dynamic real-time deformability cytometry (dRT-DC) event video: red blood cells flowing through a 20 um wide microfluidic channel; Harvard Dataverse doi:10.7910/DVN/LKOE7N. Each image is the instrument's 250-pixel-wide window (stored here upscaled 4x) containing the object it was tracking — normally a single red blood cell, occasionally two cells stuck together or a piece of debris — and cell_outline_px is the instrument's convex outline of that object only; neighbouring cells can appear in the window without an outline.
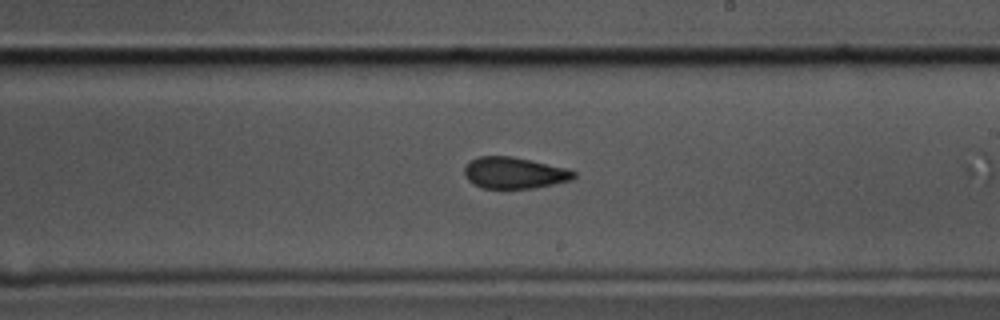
{"species": "common noctule bat (a hibernating species)", "species_latin": "Nyctalus noctula", "temperature_condition": "cold", "stored_images_in_passage": 45, "camera_frame_rate_fps": 3000, "um_per_image_px": 0.085, "animal": {"sex": "male", "body_mass_g": 17.5, "forearm_length_mm": 52.3}, "frame": {"image": 1, "passage_image": 21, "time_ms": 6.667, "image_size_px": [1000, 320], "cell_outline_px": [[576, 176], [572, 180], [536, 188], [484, 188], [468, 180], [464, 172], [464, 168], [472, 160], [480, 156], [512, 156], [568, 168], [576, 172]], "centroid_in_image_um": [43.77, 14.69], "position_along_channel_um": 245.2, "area_um2": 19.94}}
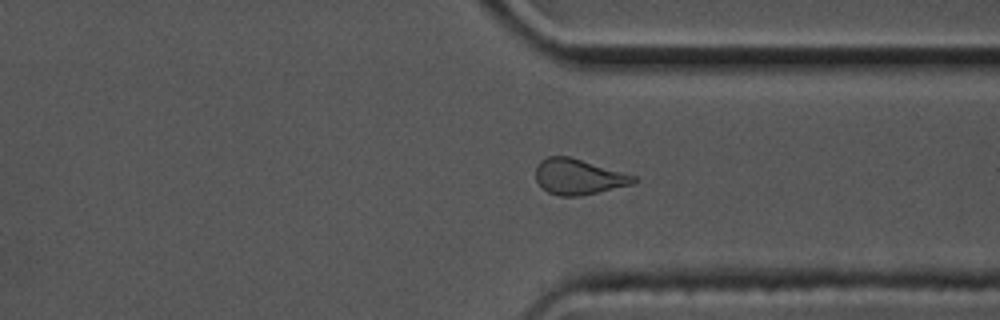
{"frame": {"image": 2, "passage_image": 31, "time_ms": 10.0, "image_size_px": [1000, 320], "cell_outline_px": [[640, 180], [632, 184], [580, 196], [560, 196], [548, 192], [540, 188], [536, 180], [536, 164], [540, 160], [548, 156], [568, 156], [636, 176]], "centroid_in_image_um": [49.13, 15.03], "position_along_channel_um": 362.3, "area_um2": 20.29}}
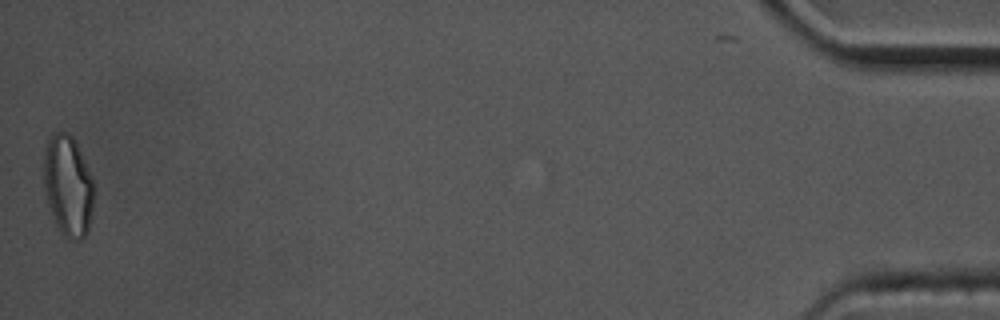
{"frame": {"image": 3, "passage_image": 45, "time_ms": 14.667, "image_size_px": [1000, 320], "cell_outline_px": [[92, 216], [88, 232], [80, 240], [68, 240], [60, 232], [56, 224], [48, 204], [44, 192], [44, 152], [48, 140], [52, 132], [68, 132], [76, 140], [92, 176]], "centroid_in_image_um": [5.78, 15.79], "position_along_channel_um": 429.4, "area_um2": 29.71}, "authors_computed_cell_mechanics": {"area_um2": 20.9814, "velocity_mm_per_s": 3.495, "shape_relaxation_time_tau1_ms": null, "shape_relaxation_time_tau2_ms": 2.9482, "deformation_change_tau1": null, "deformation_change_tau2": 0.0825}}